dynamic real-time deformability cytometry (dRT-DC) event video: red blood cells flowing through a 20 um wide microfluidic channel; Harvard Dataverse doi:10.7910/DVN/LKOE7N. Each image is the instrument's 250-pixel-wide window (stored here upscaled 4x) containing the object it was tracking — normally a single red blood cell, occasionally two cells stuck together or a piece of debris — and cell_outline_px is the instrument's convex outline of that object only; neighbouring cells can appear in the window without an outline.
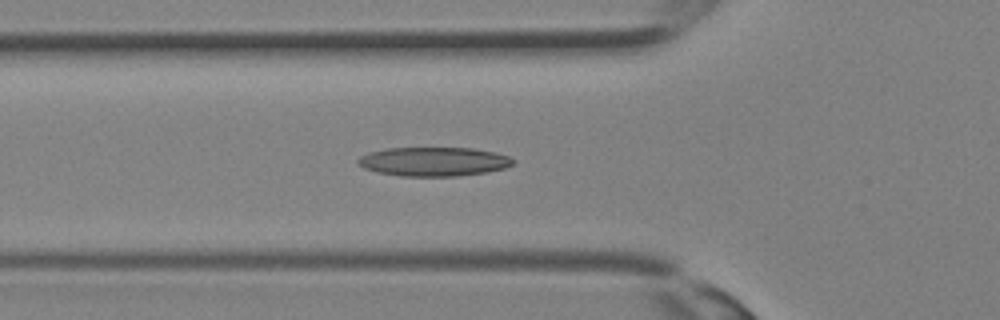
{"species": "Egyptian fruit bat (a non-hibernating species)", "species_latin": "Rousettus aegyptiacus", "temperature_condition": "room temperature", "stored_images_in_passage": 29, "camera_frame_rate_fps": 3000, "um_per_image_px": 0.085, "animal": {"sex": "female"}, "frame": {"image": 1, "passage_image": 8, "time_ms": 2.333, "image_size_px": [1000, 320], "cell_outline_px": [[516, 160], [512, 164], [504, 168], [484, 172], [456, 176], [400, 176], [380, 172], [364, 168], [356, 160], [360, 156], [368, 152], [384, 148], [472, 148], [496, 152], [508, 156]], "centroid_in_image_um": [36.86, 13.72], "position_along_channel_um": 88.9, "area_um2": 26.13}}
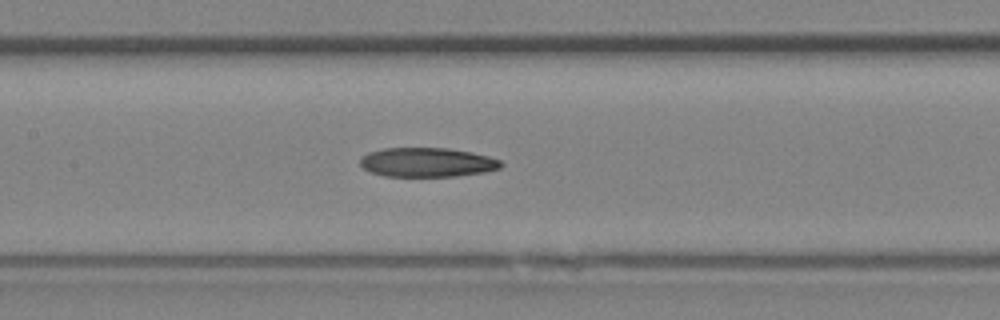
{"frame": {"image": 2, "passage_image": 12, "time_ms": 3.667, "image_size_px": [1000, 320], "cell_outline_px": [[504, 164], [500, 168], [484, 172], [452, 176], [384, 176], [372, 172], [364, 168], [360, 164], [360, 156], [368, 152], [384, 148], [448, 148], [472, 152], [488, 156], [500, 160]], "centroid_in_image_um": [36.3, 13.79], "position_along_channel_um": 171.1, "area_um2": 23.99}}
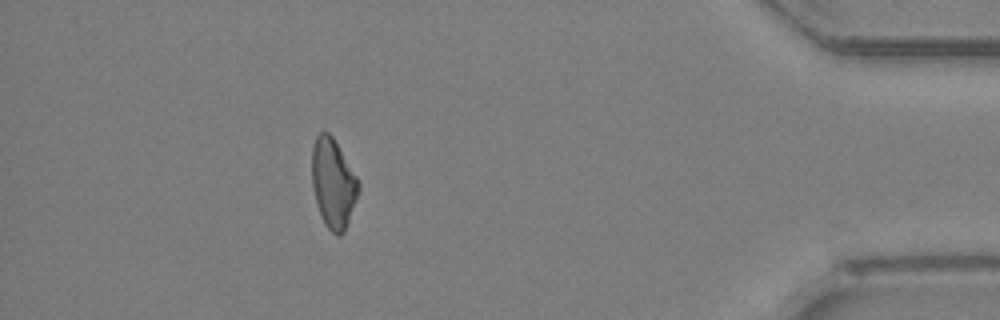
{"frame": {"image": 3, "passage_image": 26, "time_ms": 8.333, "image_size_px": [1000, 320], "cell_outline_px": [[360, 188], [344, 232], [340, 236], [336, 236], [324, 224], [316, 204], [312, 184], [312, 148], [316, 136], [320, 132], [328, 132], [332, 136], [360, 180]], "centroid_in_image_um": [28.32, 15.58], "position_along_channel_um": 406.9, "area_um2": 24.33}}